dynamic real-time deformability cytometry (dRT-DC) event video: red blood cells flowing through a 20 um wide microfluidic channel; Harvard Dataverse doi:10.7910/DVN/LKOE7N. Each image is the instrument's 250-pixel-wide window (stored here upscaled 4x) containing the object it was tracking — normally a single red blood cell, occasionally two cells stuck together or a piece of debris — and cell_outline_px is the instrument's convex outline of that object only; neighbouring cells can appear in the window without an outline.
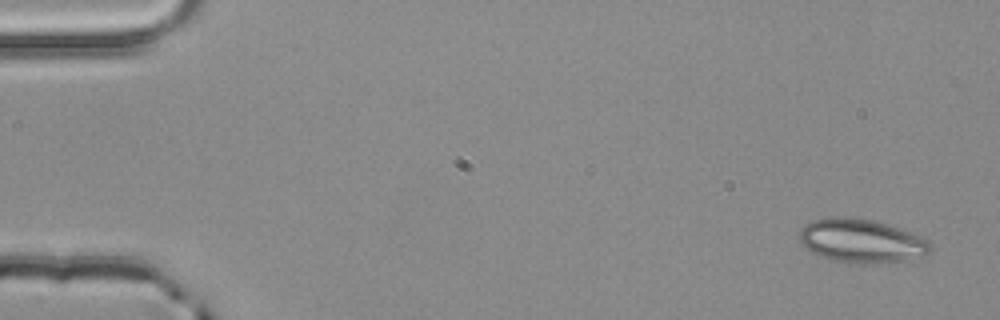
{"species": "common noctule bat (a hibernating species)", "species_latin": "Nyctalus noctula", "temperature_condition": "room temperature", "stored_images_in_passage": 4, "camera_frame_rate_fps": 3000, "um_per_image_px": 0.085, "animal": {"sex": "male", "body_mass_g": 20.4}, "frame": {"image": 1, "passage_image": 1, "time_ms": 0.0, "image_size_px": [1000, 320], "cell_outline_px": [[932, 248], [928, 252], [920, 256], [904, 260], [836, 260], [812, 252], [800, 240], [800, 228], [804, 224], [812, 220], [836, 216], [844, 216], [872, 220], [908, 232], [928, 240], [932, 244]], "centroid_in_image_um": [73.18, 20.4], "position_along_channel_um": 11.8, "area_um2": 31.56}}